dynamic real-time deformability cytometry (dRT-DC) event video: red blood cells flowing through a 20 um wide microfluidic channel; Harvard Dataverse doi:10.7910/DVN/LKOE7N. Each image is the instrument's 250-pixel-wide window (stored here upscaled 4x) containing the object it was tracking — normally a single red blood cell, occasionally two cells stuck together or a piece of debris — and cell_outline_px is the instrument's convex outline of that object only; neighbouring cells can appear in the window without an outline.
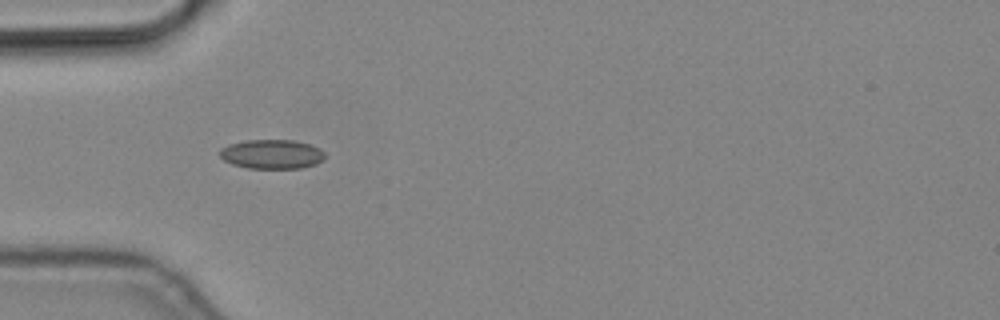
{"species": "common noctule bat (a hibernating species)", "species_latin": "Nyctalus noctula", "temperature_condition": "cold", "stored_images_in_passage": 6, "camera_frame_rate_fps": 3000, "um_per_image_px": 0.085, "animal": {"sex": "male", "body_mass_g": 19.2, "forearm_length_mm": 51.8}, "frame": {"image": 1, "passage_image": 5, "time_ms": 1.333, "image_size_px": [1000, 320], "cell_outline_px": [[324, 160], [316, 164], [300, 168], [248, 168], [232, 164], [224, 160], [220, 156], [220, 148], [228, 144], [244, 140], [292, 140], [312, 144], [320, 148], [324, 152]], "centroid_in_image_um": [23.11, 13.09], "position_along_channel_um": 61.9, "area_um2": 18.09}}
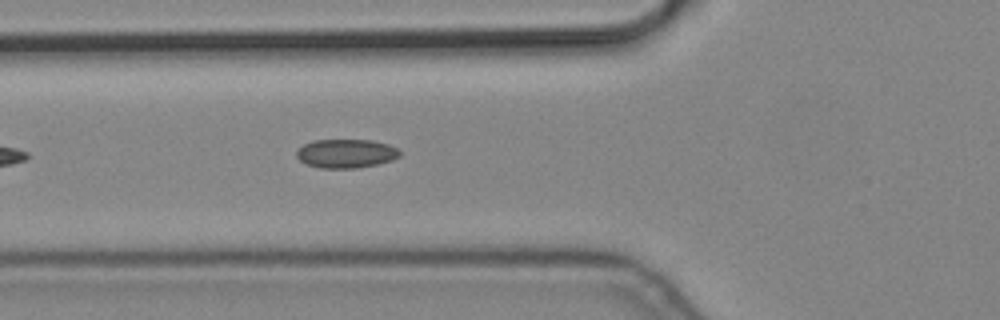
{"frame": {"image": 2, "passage_image": 6, "time_ms": 1.667, "image_size_px": [1000, 320], "cell_outline_px": [[400, 156], [392, 160], [380, 164], [356, 168], [320, 168], [308, 164], [300, 160], [296, 156], [296, 148], [312, 140], [372, 140], [388, 144], [396, 148], [400, 152]], "centroid_in_image_um": [29.4, 13.04], "position_along_channel_um": 96.4, "area_um2": 17.46}}